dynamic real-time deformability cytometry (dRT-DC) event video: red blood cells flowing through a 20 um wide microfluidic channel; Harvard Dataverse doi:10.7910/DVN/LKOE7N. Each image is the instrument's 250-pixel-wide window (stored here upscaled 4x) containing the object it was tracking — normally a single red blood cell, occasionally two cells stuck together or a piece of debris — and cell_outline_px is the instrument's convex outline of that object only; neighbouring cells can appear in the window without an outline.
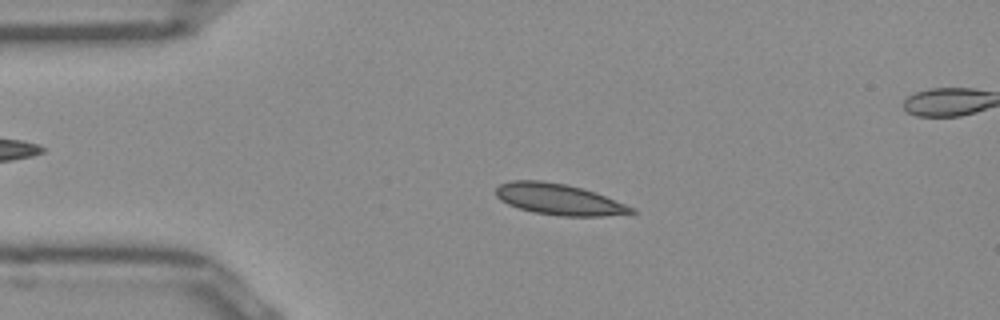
{"species": "Egyptian fruit bat (a non-hibernating species)", "species_latin": "Rousettus aegyptiacus", "temperature_condition": "room temperature", "stored_images_in_passage": 51, "segment_of_instrument_passage": [1, 2], "camera_frame_rate_fps": 3000, "um_per_image_px": 0.085, "frame": {"image": 1, "passage_image": 10, "time_ms": 3.0, "image_size_px": [1000, 320], "cell_outline_px": [[636, 212], [600, 216], [560, 216], [536, 212], [520, 208], [508, 204], [500, 200], [496, 196], [496, 188], [500, 184], [512, 180], [540, 180], [564, 184], [596, 192], [636, 208]], "centroid_in_image_um": [47.5, 16.94], "position_along_channel_um": 37.5, "area_um2": 24.33}}
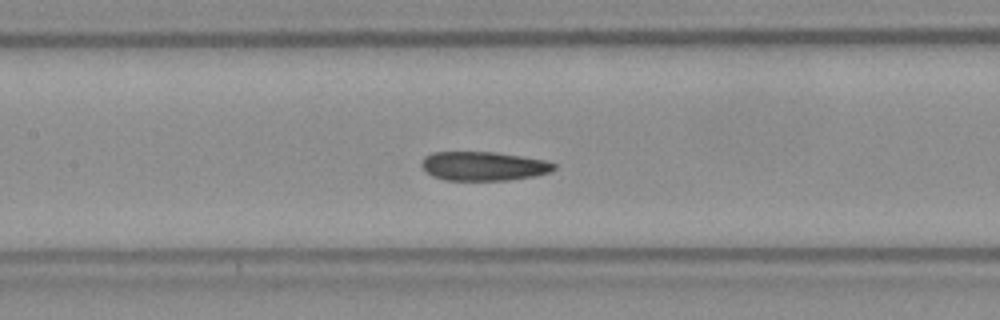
{"frame": {"image": 2, "passage_image": 22, "time_ms": 7.0, "image_size_px": [1000, 320], "cell_outline_px": [[556, 168], [552, 172], [532, 176], [508, 180], [444, 180], [432, 176], [420, 164], [424, 156], [432, 152], [496, 152], [548, 160], [556, 164]], "centroid_in_image_um": [41.12, 14.11], "position_along_channel_um": 166.3, "area_um2": 22.54}}
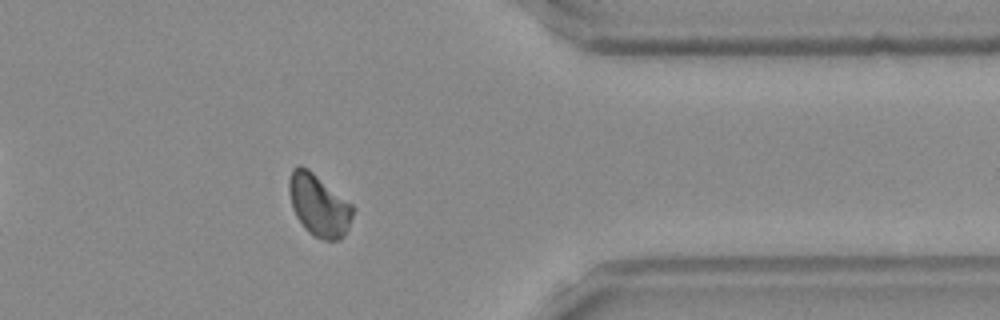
{"frame": {"image": 3, "passage_image": 40, "time_ms": 13.0, "image_size_px": [1000, 320], "cell_outline_px": [[352, 216], [348, 228], [344, 236], [340, 240], [324, 240], [308, 232], [304, 228], [296, 216], [292, 208], [288, 192], [288, 180], [292, 168], [296, 164], [300, 164], [308, 168], [352, 204]], "centroid_in_image_um": [27.06, 17.42], "position_along_channel_um": 384.3, "area_um2": 23.12}}